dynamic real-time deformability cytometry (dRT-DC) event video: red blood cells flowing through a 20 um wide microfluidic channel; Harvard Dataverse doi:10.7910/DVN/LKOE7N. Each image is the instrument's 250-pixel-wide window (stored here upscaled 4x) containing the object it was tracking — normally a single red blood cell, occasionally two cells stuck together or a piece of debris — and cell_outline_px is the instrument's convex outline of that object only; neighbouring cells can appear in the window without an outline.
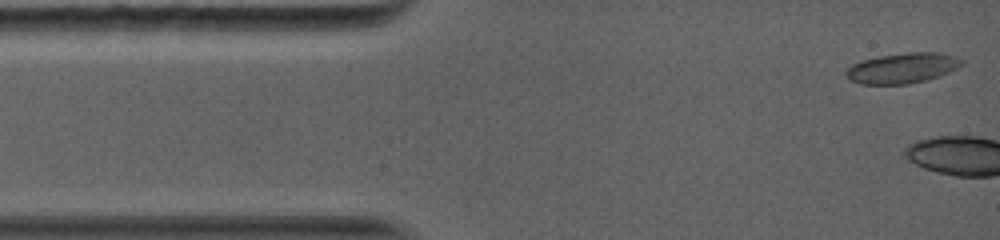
{"species": "common noctule bat (a hibernating species)", "species_latin": "Nyctalus noctula", "temperature_condition": "warm", "stored_images_in_passage": 3, "camera_frame_rate_fps": 5000, "um_per_image_px": 0.085, "animal": {"sex": "female", "body_mass_g": 19.0, "forearm_length_mm": 56.7}, "frame": {"image": 1, "passage_image": 1, "time_ms": 0.0, "image_size_px": [1000, 240], "cell_outline_px": [[964, 64], [940, 76], [928, 80], [908, 84], [860, 84], [848, 80], [844, 76], [844, 72], [852, 64], [860, 60], [880, 56], [908, 52], [936, 52], [956, 56], [964, 60]], "centroid_in_image_um": [76.68, 5.79], "position_along_channel_um": 8.3, "area_um2": 20.75}}